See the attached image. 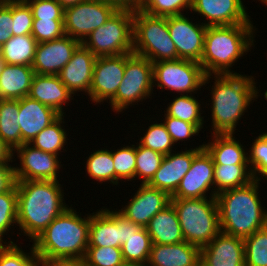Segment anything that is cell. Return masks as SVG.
I'll return each mask as SVG.
<instances>
[{"label": "cell", "mask_w": 267, "mask_h": 266, "mask_svg": "<svg viewBox=\"0 0 267 266\" xmlns=\"http://www.w3.org/2000/svg\"><path fill=\"white\" fill-rule=\"evenodd\" d=\"M62 187L59 181H16L18 231L28 236L30 242L69 207Z\"/></svg>", "instance_id": "6da1fadb"}, {"label": "cell", "mask_w": 267, "mask_h": 266, "mask_svg": "<svg viewBox=\"0 0 267 266\" xmlns=\"http://www.w3.org/2000/svg\"><path fill=\"white\" fill-rule=\"evenodd\" d=\"M215 80L209 92L211 94V123L213 134H235L236 126L242 116L248 112L250 104L259 94L252 75L226 74L214 75ZM256 82V83H255ZM259 94V95H258Z\"/></svg>", "instance_id": "7a4b0ae2"}, {"label": "cell", "mask_w": 267, "mask_h": 266, "mask_svg": "<svg viewBox=\"0 0 267 266\" xmlns=\"http://www.w3.org/2000/svg\"><path fill=\"white\" fill-rule=\"evenodd\" d=\"M260 182L254 179L246 186L216 195L221 232L244 239L267 226V208L262 206L258 191Z\"/></svg>", "instance_id": "3957f363"}, {"label": "cell", "mask_w": 267, "mask_h": 266, "mask_svg": "<svg viewBox=\"0 0 267 266\" xmlns=\"http://www.w3.org/2000/svg\"><path fill=\"white\" fill-rule=\"evenodd\" d=\"M255 30L253 24L207 26L199 62L205 75L239 74L231 68L252 49Z\"/></svg>", "instance_id": "277c9868"}, {"label": "cell", "mask_w": 267, "mask_h": 266, "mask_svg": "<svg viewBox=\"0 0 267 266\" xmlns=\"http://www.w3.org/2000/svg\"><path fill=\"white\" fill-rule=\"evenodd\" d=\"M73 207L58 215L32 242L38 259L84 258L90 213L81 217Z\"/></svg>", "instance_id": "5b68a950"}, {"label": "cell", "mask_w": 267, "mask_h": 266, "mask_svg": "<svg viewBox=\"0 0 267 266\" xmlns=\"http://www.w3.org/2000/svg\"><path fill=\"white\" fill-rule=\"evenodd\" d=\"M187 243L200 249L210 243L221 231L216 197L171 199Z\"/></svg>", "instance_id": "8992f818"}, {"label": "cell", "mask_w": 267, "mask_h": 266, "mask_svg": "<svg viewBox=\"0 0 267 266\" xmlns=\"http://www.w3.org/2000/svg\"><path fill=\"white\" fill-rule=\"evenodd\" d=\"M133 33V53L152 63L180 59L169 34L167 17L152 16L135 10Z\"/></svg>", "instance_id": "52a82bcc"}, {"label": "cell", "mask_w": 267, "mask_h": 266, "mask_svg": "<svg viewBox=\"0 0 267 266\" xmlns=\"http://www.w3.org/2000/svg\"><path fill=\"white\" fill-rule=\"evenodd\" d=\"M133 11L116 10L82 42L96 57L133 53Z\"/></svg>", "instance_id": "ba28073f"}, {"label": "cell", "mask_w": 267, "mask_h": 266, "mask_svg": "<svg viewBox=\"0 0 267 266\" xmlns=\"http://www.w3.org/2000/svg\"><path fill=\"white\" fill-rule=\"evenodd\" d=\"M153 88V63L135 53H126L124 77L109 105L113 112L122 113L151 98Z\"/></svg>", "instance_id": "9c48e42d"}, {"label": "cell", "mask_w": 267, "mask_h": 266, "mask_svg": "<svg viewBox=\"0 0 267 266\" xmlns=\"http://www.w3.org/2000/svg\"><path fill=\"white\" fill-rule=\"evenodd\" d=\"M213 75H205L199 62L176 59L153 63V86L176 91L179 95L193 94L210 82Z\"/></svg>", "instance_id": "30bf717a"}, {"label": "cell", "mask_w": 267, "mask_h": 266, "mask_svg": "<svg viewBox=\"0 0 267 266\" xmlns=\"http://www.w3.org/2000/svg\"><path fill=\"white\" fill-rule=\"evenodd\" d=\"M117 9L101 0H84L64 8L65 34L83 40L95 29L105 24Z\"/></svg>", "instance_id": "8fae6325"}, {"label": "cell", "mask_w": 267, "mask_h": 266, "mask_svg": "<svg viewBox=\"0 0 267 266\" xmlns=\"http://www.w3.org/2000/svg\"><path fill=\"white\" fill-rule=\"evenodd\" d=\"M15 153L20 161L19 165L16 163L15 166L14 164L16 181H59L58 172L60 171L59 168L62 167L59 156L36 149L30 144L17 147L13 151V158L16 156Z\"/></svg>", "instance_id": "7c38bea8"}, {"label": "cell", "mask_w": 267, "mask_h": 266, "mask_svg": "<svg viewBox=\"0 0 267 266\" xmlns=\"http://www.w3.org/2000/svg\"><path fill=\"white\" fill-rule=\"evenodd\" d=\"M205 197L216 196L214 191V161L207 150L203 148L194 156L189 171L180 181L176 191L171 195V199Z\"/></svg>", "instance_id": "4fadbf2b"}, {"label": "cell", "mask_w": 267, "mask_h": 266, "mask_svg": "<svg viewBox=\"0 0 267 266\" xmlns=\"http://www.w3.org/2000/svg\"><path fill=\"white\" fill-rule=\"evenodd\" d=\"M126 53L116 56L97 57L93 67L89 96L95 105L110 102L124 77Z\"/></svg>", "instance_id": "5bb4252c"}, {"label": "cell", "mask_w": 267, "mask_h": 266, "mask_svg": "<svg viewBox=\"0 0 267 266\" xmlns=\"http://www.w3.org/2000/svg\"><path fill=\"white\" fill-rule=\"evenodd\" d=\"M190 20L186 14L168 16V30L178 57L200 62L207 26L201 22L193 23V19Z\"/></svg>", "instance_id": "9a60e30c"}, {"label": "cell", "mask_w": 267, "mask_h": 266, "mask_svg": "<svg viewBox=\"0 0 267 266\" xmlns=\"http://www.w3.org/2000/svg\"><path fill=\"white\" fill-rule=\"evenodd\" d=\"M81 42L68 35L37 43L32 68L36 74L58 75Z\"/></svg>", "instance_id": "2e32d148"}, {"label": "cell", "mask_w": 267, "mask_h": 266, "mask_svg": "<svg viewBox=\"0 0 267 266\" xmlns=\"http://www.w3.org/2000/svg\"><path fill=\"white\" fill-rule=\"evenodd\" d=\"M171 196L148 184H140L135 195L118 211L131 222L146 227L149 221L170 204Z\"/></svg>", "instance_id": "e0dca14e"}, {"label": "cell", "mask_w": 267, "mask_h": 266, "mask_svg": "<svg viewBox=\"0 0 267 266\" xmlns=\"http://www.w3.org/2000/svg\"><path fill=\"white\" fill-rule=\"evenodd\" d=\"M243 0H192L190 13L194 12L207 18L206 26H228L235 24H253L246 12Z\"/></svg>", "instance_id": "ac0fdd59"}, {"label": "cell", "mask_w": 267, "mask_h": 266, "mask_svg": "<svg viewBox=\"0 0 267 266\" xmlns=\"http://www.w3.org/2000/svg\"><path fill=\"white\" fill-rule=\"evenodd\" d=\"M204 148V144L185 151L165 155L154 177L148 183L150 187L167 192L170 196L176 191L180 181L189 171L194 156Z\"/></svg>", "instance_id": "d6986e66"}, {"label": "cell", "mask_w": 267, "mask_h": 266, "mask_svg": "<svg viewBox=\"0 0 267 266\" xmlns=\"http://www.w3.org/2000/svg\"><path fill=\"white\" fill-rule=\"evenodd\" d=\"M201 266H245L244 239L220 232L200 250Z\"/></svg>", "instance_id": "ffe728a7"}, {"label": "cell", "mask_w": 267, "mask_h": 266, "mask_svg": "<svg viewBox=\"0 0 267 266\" xmlns=\"http://www.w3.org/2000/svg\"><path fill=\"white\" fill-rule=\"evenodd\" d=\"M96 56L82 43L73 52L71 60L62 68L58 76L73 96L79 92L89 94Z\"/></svg>", "instance_id": "44dd1931"}, {"label": "cell", "mask_w": 267, "mask_h": 266, "mask_svg": "<svg viewBox=\"0 0 267 266\" xmlns=\"http://www.w3.org/2000/svg\"><path fill=\"white\" fill-rule=\"evenodd\" d=\"M18 125L21 129V146L32 140L61 114L55 109L31 99L29 96L19 99Z\"/></svg>", "instance_id": "7402d4cb"}, {"label": "cell", "mask_w": 267, "mask_h": 266, "mask_svg": "<svg viewBox=\"0 0 267 266\" xmlns=\"http://www.w3.org/2000/svg\"><path fill=\"white\" fill-rule=\"evenodd\" d=\"M71 91L61 82L58 75L34 74L29 97L55 109L61 115H66L64 104L67 106L73 100Z\"/></svg>", "instance_id": "603a6c76"}, {"label": "cell", "mask_w": 267, "mask_h": 266, "mask_svg": "<svg viewBox=\"0 0 267 266\" xmlns=\"http://www.w3.org/2000/svg\"><path fill=\"white\" fill-rule=\"evenodd\" d=\"M103 208L90 214L88 246L121 248L120 212Z\"/></svg>", "instance_id": "cb8c5ba5"}, {"label": "cell", "mask_w": 267, "mask_h": 266, "mask_svg": "<svg viewBox=\"0 0 267 266\" xmlns=\"http://www.w3.org/2000/svg\"><path fill=\"white\" fill-rule=\"evenodd\" d=\"M200 248L186 241L152 244L146 266H200Z\"/></svg>", "instance_id": "d4e9b609"}, {"label": "cell", "mask_w": 267, "mask_h": 266, "mask_svg": "<svg viewBox=\"0 0 267 266\" xmlns=\"http://www.w3.org/2000/svg\"><path fill=\"white\" fill-rule=\"evenodd\" d=\"M213 137V138H212ZM212 141L203 143L214 165H248V153L234 134H213Z\"/></svg>", "instance_id": "484cf974"}, {"label": "cell", "mask_w": 267, "mask_h": 266, "mask_svg": "<svg viewBox=\"0 0 267 266\" xmlns=\"http://www.w3.org/2000/svg\"><path fill=\"white\" fill-rule=\"evenodd\" d=\"M152 244H176L185 241L176 210L170 203L145 227Z\"/></svg>", "instance_id": "4316f807"}, {"label": "cell", "mask_w": 267, "mask_h": 266, "mask_svg": "<svg viewBox=\"0 0 267 266\" xmlns=\"http://www.w3.org/2000/svg\"><path fill=\"white\" fill-rule=\"evenodd\" d=\"M34 74L32 66L5 64L0 74V99L28 96Z\"/></svg>", "instance_id": "83f0119b"}, {"label": "cell", "mask_w": 267, "mask_h": 266, "mask_svg": "<svg viewBox=\"0 0 267 266\" xmlns=\"http://www.w3.org/2000/svg\"><path fill=\"white\" fill-rule=\"evenodd\" d=\"M37 41L31 35L11 36L1 46L0 55L6 64L32 66Z\"/></svg>", "instance_id": "f1b7e54d"}, {"label": "cell", "mask_w": 267, "mask_h": 266, "mask_svg": "<svg viewBox=\"0 0 267 266\" xmlns=\"http://www.w3.org/2000/svg\"><path fill=\"white\" fill-rule=\"evenodd\" d=\"M18 113L19 100L0 99V138L12 151L21 146Z\"/></svg>", "instance_id": "f546056e"}, {"label": "cell", "mask_w": 267, "mask_h": 266, "mask_svg": "<svg viewBox=\"0 0 267 266\" xmlns=\"http://www.w3.org/2000/svg\"><path fill=\"white\" fill-rule=\"evenodd\" d=\"M254 178L249 165H214V191L219 193L248 185Z\"/></svg>", "instance_id": "4dcf8cb0"}, {"label": "cell", "mask_w": 267, "mask_h": 266, "mask_svg": "<svg viewBox=\"0 0 267 266\" xmlns=\"http://www.w3.org/2000/svg\"><path fill=\"white\" fill-rule=\"evenodd\" d=\"M65 115H60L54 122L44 128L30 143L34 148L44 152L52 153L59 156L62 152L67 151L64 149L68 143L67 129L64 128L66 122L64 121ZM63 150V151H61ZM61 152V153H60Z\"/></svg>", "instance_id": "1f68e13d"}, {"label": "cell", "mask_w": 267, "mask_h": 266, "mask_svg": "<svg viewBox=\"0 0 267 266\" xmlns=\"http://www.w3.org/2000/svg\"><path fill=\"white\" fill-rule=\"evenodd\" d=\"M193 94L178 95L167 105L165 112L168 116L195 124L200 130L205 124V116H201L202 108ZM201 108V109H200Z\"/></svg>", "instance_id": "d6a6232c"}, {"label": "cell", "mask_w": 267, "mask_h": 266, "mask_svg": "<svg viewBox=\"0 0 267 266\" xmlns=\"http://www.w3.org/2000/svg\"><path fill=\"white\" fill-rule=\"evenodd\" d=\"M151 247V237L149 236L146 228L142 227L121 245L124 262L146 266L149 261Z\"/></svg>", "instance_id": "836d02e7"}, {"label": "cell", "mask_w": 267, "mask_h": 266, "mask_svg": "<svg viewBox=\"0 0 267 266\" xmlns=\"http://www.w3.org/2000/svg\"><path fill=\"white\" fill-rule=\"evenodd\" d=\"M86 161V172L99 183L109 182L115 186V169L111 150L107 148L93 150Z\"/></svg>", "instance_id": "e575fe53"}, {"label": "cell", "mask_w": 267, "mask_h": 266, "mask_svg": "<svg viewBox=\"0 0 267 266\" xmlns=\"http://www.w3.org/2000/svg\"><path fill=\"white\" fill-rule=\"evenodd\" d=\"M17 210V190L15 184L10 190L0 193V245L15 243L12 240H9L7 243V239L3 241V237L7 235L14 225L17 226Z\"/></svg>", "instance_id": "d590c367"}, {"label": "cell", "mask_w": 267, "mask_h": 266, "mask_svg": "<svg viewBox=\"0 0 267 266\" xmlns=\"http://www.w3.org/2000/svg\"><path fill=\"white\" fill-rule=\"evenodd\" d=\"M120 149L111 150L115 169V185L119 180L125 182L136 179V145H123ZM114 151V152H113ZM135 178V179H134Z\"/></svg>", "instance_id": "8d00e7d4"}, {"label": "cell", "mask_w": 267, "mask_h": 266, "mask_svg": "<svg viewBox=\"0 0 267 266\" xmlns=\"http://www.w3.org/2000/svg\"><path fill=\"white\" fill-rule=\"evenodd\" d=\"M151 122L153 123L147 128L145 134L139 138V144L146 148H150L153 151H157L164 156L172 151L175 152L172 149L175 144L172 141L165 124L162 121L158 123V120L157 122L153 120Z\"/></svg>", "instance_id": "74e56055"}, {"label": "cell", "mask_w": 267, "mask_h": 266, "mask_svg": "<svg viewBox=\"0 0 267 266\" xmlns=\"http://www.w3.org/2000/svg\"><path fill=\"white\" fill-rule=\"evenodd\" d=\"M245 266H267V226L244 238Z\"/></svg>", "instance_id": "f35d334b"}, {"label": "cell", "mask_w": 267, "mask_h": 266, "mask_svg": "<svg viewBox=\"0 0 267 266\" xmlns=\"http://www.w3.org/2000/svg\"><path fill=\"white\" fill-rule=\"evenodd\" d=\"M136 146V178H139L141 184H148L154 177L164 155L140 145L137 141Z\"/></svg>", "instance_id": "ab89813d"}, {"label": "cell", "mask_w": 267, "mask_h": 266, "mask_svg": "<svg viewBox=\"0 0 267 266\" xmlns=\"http://www.w3.org/2000/svg\"><path fill=\"white\" fill-rule=\"evenodd\" d=\"M192 0H141L140 11L152 16H175L191 11ZM185 10V11H184Z\"/></svg>", "instance_id": "60d3db41"}, {"label": "cell", "mask_w": 267, "mask_h": 266, "mask_svg": "<svg viewBox=\"0 0 267 266\" xmlns=\"http://www.w3.org/2000/svg\"><path fill=\"white\" fill-rule=\"evenodd\" d=\"M248 153V165L254 179L267 180V132L259 134ZM261 175V176H260Z\"/></svg>", "instance_id": "b9f144b4"}, {"label": "cell", "mask_w": 267, "mask_h": 266, "mask_svg": "<svg viewBox=\"0 0 267 266\" xmlns=\"http://www.w3.org/2000/svg\"><path fill=\"white\" fill-rule=\"evenodd\" d=\"M0 266H40L33 244L30 252H24L17 242L0 245Z\"/></svg>", "instance_id": "7bdbcfd3"}, {"label": "cell", "mask_w": 267, "mask_h": 266, "mask_svg": "<svg viewBox=\"0 0 267 266\" xmlns=\"http://www.w3.org/2000/svg\"><path fill=\"white\" fill-rule=\"evenodd\" d=\"M84 258L86 266H121L125 263L121 248L110 246H88Z\"/></svg>", "instance_id": "ee69618b"}, {"label": "cell", "mask_w": 267, "mask_h": 266, "mask_svg": "<svg viewBox=\"0 0 267 266\" xmlns=\"http://www.w3.org/2000/svg\"><path fill=\"white\" fill-rule=\"evenodd\" d=\"M13 36L32 34L33 14L24 0H12Z\"/></svg>", "instance_id": "f6af8a7d"}, {"label": "cell", "mask_w": 267, "mask_h": 266, "mask_svg": "<svg viewBox=\"0 0 267 266\" xmlns=\"http://www.w3.org/2000/svg\"><path fill=\"white\" fill-rule=\"evenodd\" d=\"M31 35L37 43L60 38L65 35L64 20L33 19Z\"/></svg>", "instance_id": "bcb514c9"}, {"label": "cell", "mask_w": 267, "mask_h": 266, "mask_svg": "<svg viewBox=\"0 0 267 266\" xmlns=\"http://www.w3.org/2000/svg\"><path fill=\"white\" fill-rule=\"evenodd\" d=\"M165 124L168 133L170 134L172 141L180 144V141H187L195 135H198L201 131L195 124L176 119L168 116L164 113V119L162 120Z\"/></svg>", "instance_id": "7dc6e473"}, {"label": "cell", "mask_w": 267, "mask_h": 266, "mask_svg": "<svg viewBox=\"0 0 267 266\" xmlns=\"http://www.w3.org/2000/svg\"><path fill=\"white\" fill-rule=\"evenodd\" d=\"M32 10L33 19L64 20V8L56 0H24Z\"/></svg>", "instance_id": "c3c4849f"}, {"label": "cell", "mask_w": 267, "mask_h": 266, "mask_svg": "<svg viewBox=\"0 0 267 266\" xmlns=\"http://www.w3.org/2000/svg\"><path fill=\"white\" fill-rule=\"evenodd\" d=\"M12 0H0V47L13 36Z\"/></svg>", "instance_id": "681fc988"}, {"label": "cell", "mask_w": 267, "mask_h": 266, "mask_svg": "<svg viewBox=\"0 0 267 266\" xmlns=\"http://www.w3.org/2000/svg\"><path fill=\"white\" fill-rule=\"evenodd\" d=\"M9 164H0V193L10 190L16 184L14 166Z\"/></svg>", "instance_id": "f907efd6"}, {"label": "cell", "mask_w": 267, "mask_h": 266, "mask_svg": "<svg viewBox=\"0 0 267 266\" xmlns=\"http://www.w3.org/2000/svg\"><path fill=\"white\" fill-rule=\"evenodd\" d=\"M40 266H86L85 258L39 259Z\"/></svg>", "instance_id": "816d5d0a"}, {"label": "cell", "mask_w": 267, "mask_h": 266, "mask_svg": "<svg viewBox=\"0 0 267 266\" xmlns=\"http://www.w3.org/2000/svg\"><path fill=\"white\" fill-rule=\"evenodd\" d=\"M142 227L136 223L131 222L120 213V245L124 244L127 239L138 232Z\"/></svg>", "instance_id": "f5cc1de1"}, {"label": "cell", "mask_w": 267, "mask_h": 266, "mask_svg": "<svg viewBox=\"0 0 267 266\" xmlns=\"http://www.w3.org/2000/svg\"><path fill=\"white\" fill-rule=\"evenodd\" d=\"M113 5L117 10L135 11L139 9L141 0H101Z\"/></svg>", "instance_id": "db71d44e"}, {"label": "cell", "mask_w": 267, "mask_h": 266, "mask_svg": "<svg viewBox=\"0 0 267 266\" xmlns=\"http://www.w3.org/2000/svg\"><path fill=\"white\" fill-rule=\"evenodd\" d=\"M13 158V151L8 147V145L0 138V164L1 163H13L15 162Z\"/></svg>", "instance_id": "11a10c76"}, {"label": "cell", "mask_w": 267, "mask_h": 266, "mask_svg": "<svg viewBox=\"0 0 267 266\" xmlns=\"http://www.w3.org/2000/svg\"><path fill=\"white\" fill-rule=\"evenodd\" d=\"M63 8L76 5L77 3L84 0H56Z\"/></svg>", "instance_id": "9f6ffc18"}, {"label": "cell", "mask_w": 267, "mask_h": 266, "mask_svg": "<svg viewBox=\"0 0 267 266\" xmlns=\"http://www.w3.org/2000/svg\"><path fill=\"white\" fill-rule=\"evenodd\" d=\"M5 64H6L5 61L3 60V58L0 55V74H1Z\"/></svg>", "instance_id": "6f0895ef"}, {"label": "cell", "mask_w": 267, "mask_h": 266, "mask_svg": "<svg viewBox=\"0 0 267 266\" xmlns=\"http://www.w3.org/2000/svg\"><path fill=\"white\" fill-rule=\"evenodd\" d=\"M121 266H141V265H137V264H130V263H124Z\"/></svg>", "instance_id": "680465c9"}, {"label": "cell", "mask_w": 267, "mask_h": 266, "mask_svg": "<svg viewBox=\"0 0 267 266\" xmlns=\"http://www.w3.org/2000/svg\"><path fill=\"white\" fill-rule=\"evenodd\" d=\"M259 1H261V3H264V5L267 6V0H259Z\"/></svg>", "instance_id": "91938a15"}, {"label": "cell", "mask_w": 267, "mask_h": 266, "mask_svg": "<svg viewBox=\"0 0 267 266\" xmlns=\"http://www.w3.org/2000/svg\"><path fill=\"white\" fill-rule=\"evenodd\" d=\"M264 98L267 100V90L264 92Z\"/></svg>", "instance_id": "94428289"}]
</instances>
